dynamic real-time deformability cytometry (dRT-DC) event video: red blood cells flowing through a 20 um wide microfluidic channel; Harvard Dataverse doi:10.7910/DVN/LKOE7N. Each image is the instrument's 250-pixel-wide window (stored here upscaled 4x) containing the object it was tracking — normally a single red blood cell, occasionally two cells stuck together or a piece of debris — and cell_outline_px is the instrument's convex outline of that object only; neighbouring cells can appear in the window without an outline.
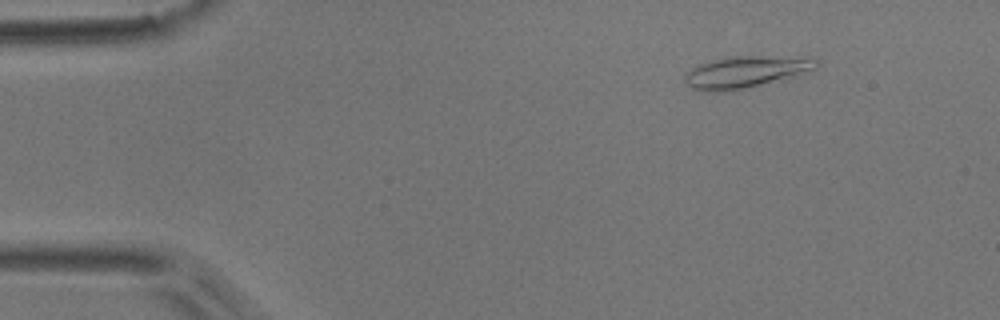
{"species": "common noctule bat (a hibernating species)", "species_latin": "Nyctalus noctula", "temperature_condition": "room temperature", "stored_images_in_passage": 8, "camera_frame_rate_fps": 3000, "um_per_image_px": 0.085, "animal": {"sex": "male", "body_mass_g": 17.9}, "frame": {"image": 1, "passage_image": 2, "time_ms": 1.333, "image_size_px": [1000, 320], "cell_outline_px": [[820, 64], [816, 68], [760, 84], [744, 88], [724, 92], [708, 92], [692, 88], [684, 80], [684, 72], [700, 64], [728, 56], [756, 56], [816, 60]], "centroid_in_image_um": [63.2, 6.13], "position_along_channel_um": 21.8, "area_um2": 23.24}}
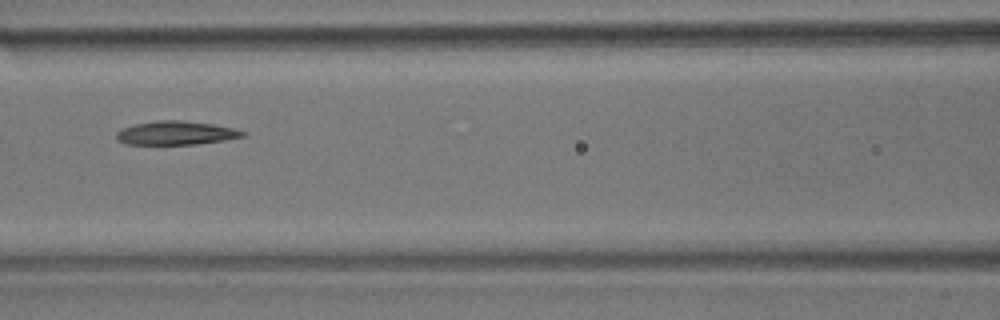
{"frame": {"image": 2, "passage_image": 7, "time_ms": 7.0, "image_size_px": [1000, 320], "cell_outline_px": [[248, 136], [224, 140], [196, 144], [124, 144], [116, 140], [116, 132], [120, 128], [136, 124], [156, 120], [180, 120], [212, 124], [232, 128], [248, 132]], "centroid_in_image_um": [14.95, 11.3], "position_along_channel_um": 151.7, "area_um2": 17.57}}
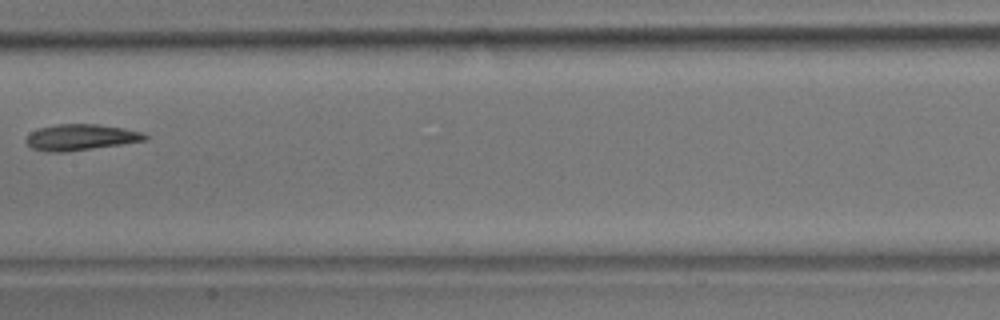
{"frame": {"image": 3, "passage_image": 8, "time_ms": 8.333, "image_size_px": [1000, 320], "cell_outline_px": [[148, 140], [68, 152], [48, 152], [32, 148], [24, 140], [32, 132], [40, 128], [56, 124], [96, 124], [124, 128], [144, 132], [148, 136]], "centroid_in_image_um": [6.9, 11.67], "position_along_channel_um": 200.5, "area_um2": 18.09}}